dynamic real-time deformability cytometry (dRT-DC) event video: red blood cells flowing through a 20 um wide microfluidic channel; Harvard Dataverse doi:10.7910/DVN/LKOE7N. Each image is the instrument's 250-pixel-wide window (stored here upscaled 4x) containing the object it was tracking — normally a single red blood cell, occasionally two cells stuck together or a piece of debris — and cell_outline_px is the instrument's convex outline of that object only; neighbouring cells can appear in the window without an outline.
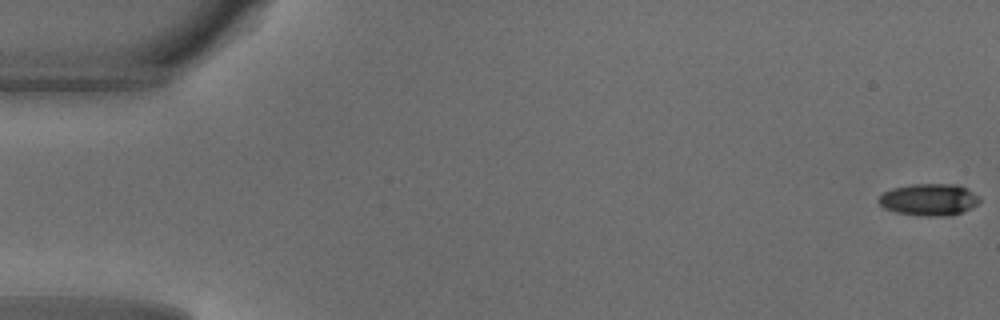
{"species": "common noctule bat (a hibernating species)", "species_latin": "Nyctalus noctula", "temperature_condition": "warm", "stored_images_in_passage": 10, "camera_frame_rate_fps": 3000, "um_per_image_px": 0.085, "animal": {"sex": "male", "body_mass_g": 18.8}, "frame": {"image": 1, "passage_image": 1, "time_ms": 0.0, "image_size_px": [1000, 320], "cell_outline_px": [[980, 200], [972, 208], [964, 212], [952, 216], [924, 216], [896, 212], [884, 208], [876, 200], [884, 192], [892, 188], [912, 184], [956, 184], [968, 188], [980, 196]], "centroid_in_image_um": [79.0, 16.97], "position_along_channel_um": 6.0, "area_um2": 19.02}}